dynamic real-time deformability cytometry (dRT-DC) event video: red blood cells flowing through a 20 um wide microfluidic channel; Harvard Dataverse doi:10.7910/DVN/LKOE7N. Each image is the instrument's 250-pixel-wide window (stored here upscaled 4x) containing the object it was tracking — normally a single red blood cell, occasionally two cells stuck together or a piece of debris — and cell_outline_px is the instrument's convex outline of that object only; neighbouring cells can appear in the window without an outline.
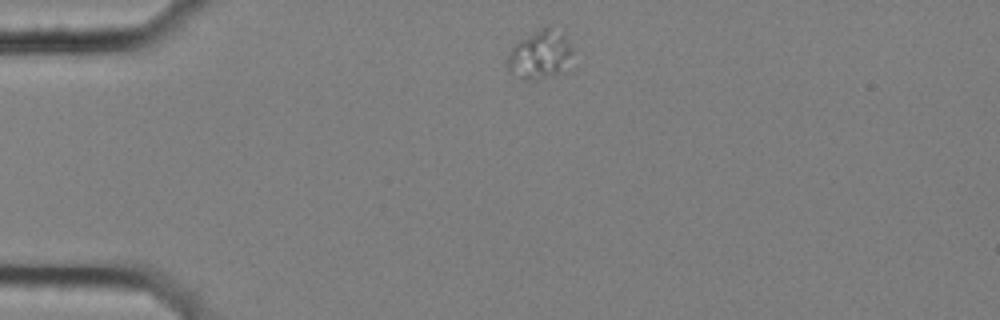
{"species": "common noctule bat (a hibernating species)", "species_latin": "Nyctalus noctula", "temperature_condition": "cold", "stored_images_in_passage": 13, "camera_frame_rate_fps": 3000, "um_per_image_px": 0.085, "animal": {"sex": "female", "body_mass_g": 25.1}, "frame": {"image": 1, "passage_image": 1, "time_ms": 0.0, "image_size_px": [1000, 320], "cell_outline_px": [[576, 68], [572, 72], [532, 80], [524, 80], [512, 72], [508, 68], [508, 52], [520, 40], [544, 28], [548, 28], [564, 36], [572, 48]], "centroid_in_image_um": [46.03, 4.76], "position_along_channel_um": 39.0, "area_um2": 18.73}}
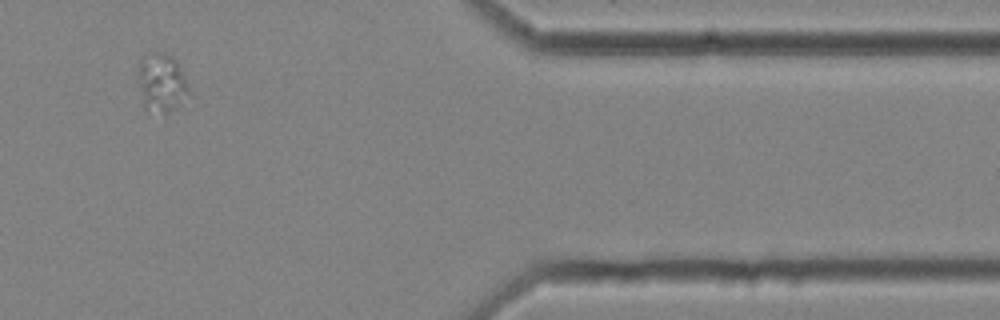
{"frame": {"image": 2, "passage_image": 11, "time_ms": 3.333, "image_size_px": [1000, 320], "cell_outline_px": [[188, 92], [180, 104], [168, 112], [164, 112], [144, 108], [140, 84], [140, 56], [152, 52], [164, 52], [172, 56], [176, 60], [180, 68], [188, 88]], "centroid_in_image_um": [13.73, 6.97], "position_along_channel_um": 397.7, "area_um2": 16.59}}